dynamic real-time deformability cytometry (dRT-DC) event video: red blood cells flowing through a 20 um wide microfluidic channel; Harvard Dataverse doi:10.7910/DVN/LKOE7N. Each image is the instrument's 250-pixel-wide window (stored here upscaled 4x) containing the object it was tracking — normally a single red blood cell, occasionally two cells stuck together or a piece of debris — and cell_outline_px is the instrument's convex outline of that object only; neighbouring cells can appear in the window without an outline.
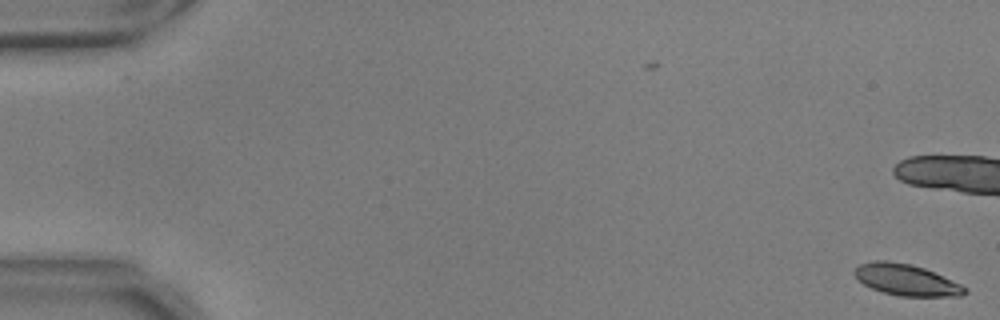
{"species": "common noctule bat (a hibernating species)", "species_latin": "Nyctalus noctula", "temperature_condition": "warm", "stored_images_in_passage": 17, "camera_frame_rate_fps": 3000, "um_per_image_px": 0.085, "animal": {"sex": "male", "body_mass_g": 17.9, "forearm_length_mm": 54.2}, "frame": {"image": 1, "passage_image": 1, "time_ms": 0.0, "image_size_px": [1000, 320], "cell_outline_px": [[968, 292], [960, 296], [900, 296], [884, 292], [872, 288], [856, 280], [852, 272], [860, 264], [872, 260], [888, 260], [912, 264], [924, 268], [960, 284]], "centroid_in_image_um": [76.97, 23.77], "position_along_channel_um": 8.0, "area_um2": 20.06}}